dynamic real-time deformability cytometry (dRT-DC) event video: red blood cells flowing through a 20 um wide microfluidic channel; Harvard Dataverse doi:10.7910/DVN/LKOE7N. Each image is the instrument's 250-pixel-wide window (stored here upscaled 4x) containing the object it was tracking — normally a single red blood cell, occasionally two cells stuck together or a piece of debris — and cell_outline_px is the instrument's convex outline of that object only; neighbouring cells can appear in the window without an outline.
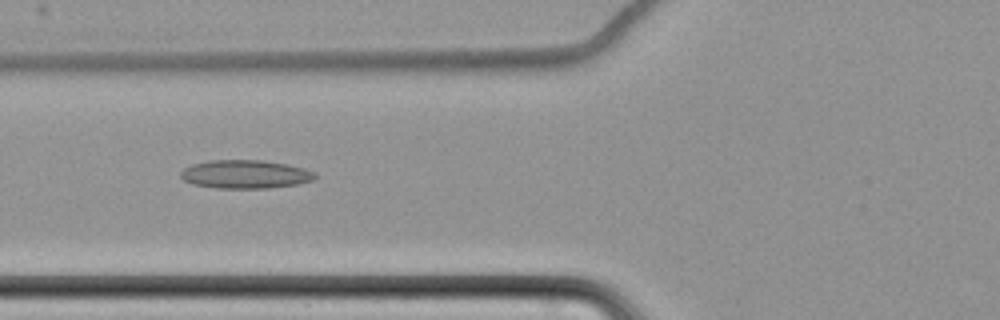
{"species": "common noctule bat (a hibernating species)", "species_latin": "Nyctalus noctula", "temperature_condition": "cold", "stored_images_in_passage": 5, "camera_frame_rate_fps": 3000, "um_per_image_px": 0.085, "animal": {"sex": "female", "body_mass_g": 22.7, "forearm_length_mm": 54.2}, "frame": {"image": 1, "passage_image": 5, "time_ms": 5.0, "image_size_px": [1000, 320], "cell_outline_px": [[316, 176], [312, 180], [296, 184], [268, 188], [216, 188], [192, 184], [184, 180], [180, 176], [180, 172], [184, 168], [192, 164], [208, 160], [260, 160], [288, 164], [304, 168], [316, 172]], "centroid_in_image_um": [20.83, 14.8], "position_along_channel_um": 105.0, "area_um2": 22.31}}